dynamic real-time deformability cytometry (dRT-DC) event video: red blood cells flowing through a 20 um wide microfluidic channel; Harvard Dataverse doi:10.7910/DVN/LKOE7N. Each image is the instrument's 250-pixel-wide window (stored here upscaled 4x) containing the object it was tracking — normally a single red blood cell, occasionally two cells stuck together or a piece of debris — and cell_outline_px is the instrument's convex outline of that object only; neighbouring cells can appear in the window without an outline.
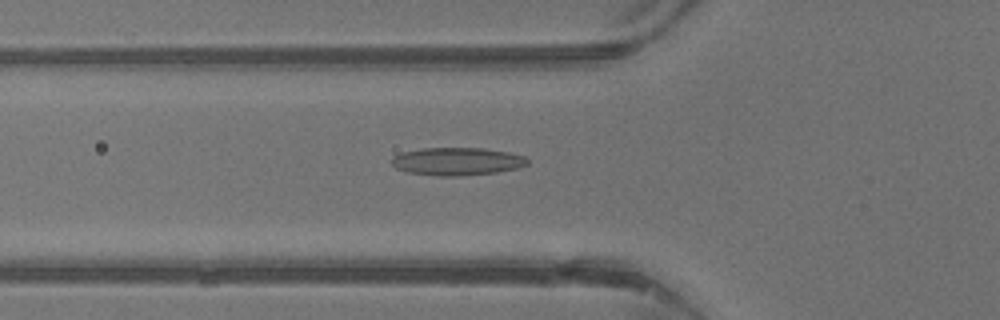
{"species": "common noctule bat (a hibernating species)", "species_latin": "Nyctalus noctula", "temperature_condition": "warm", "stored_images_in_passage": 42, "camera_frame_rate_fps": 3000, "um_per_image_px": 0.085, "animal": {"sex": "male", "body_mass_g": 13.3}, "frame": {"image": 1, "passage_image": 15, "time_ms": 4.667, "image_size_px": [1000, 320], "cell_outline_px": [[528, 164], [520, 168], [496, 172], [456, 176], [440, 176], [408, 172], [396, 168], [388, 160], [392, 156], [400, 152], [420, 148], [484, 148], [508, 152], [524, 156], [528, 160]], "centroid_in_image_um": [38.81, 13.71], "position_along_channel_um": 87.0, "area_um2": 22.2}}
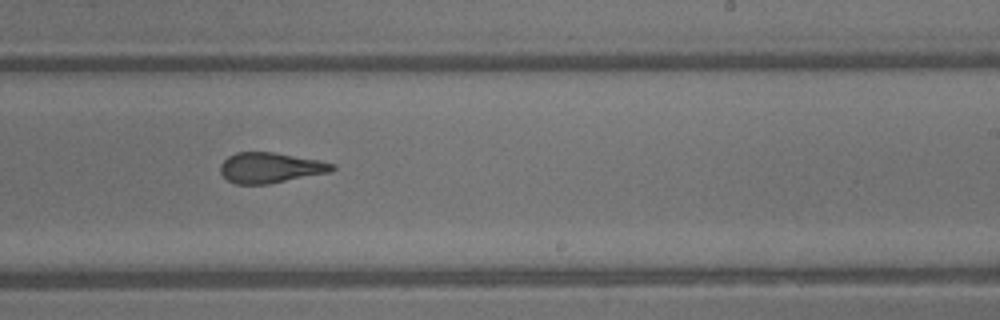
{"frame": {"image": 2, "passage_image": 26, "time_ms": 8.333, "image_size_px": [1000, 320], "cell_outline_px": [[336, 168], [332, 172], [268, 184], [236, 184], [228, 180], [220, 172], [220, 164], [228, 156], [236, 152], [272, 152], [320, 160], [336, 164]], "centroid_in_image_um": [23.01, 14.26], "position_along_channel_um": 266.0, "area_um2": 19.94}}
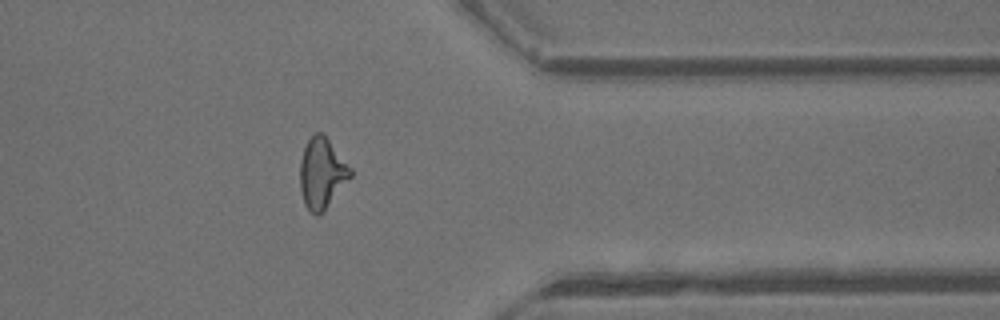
{"frame": {"image": 3, "passage_image": 34, "time_ms": 11.0, "image_size_px": [1000, 320], "cell_outline_px": [[352, 176], [320, 216], [316, 216], [304, 204], [300, 188], [300, 160], [304, 148], [308, 140], [316, 132], [324, 132], [352, 168]], "centroid_in_image_um": [27.38, 14.71], "position_along_channel_um": 384.0, "area_um2": 20.98}, "authors_computed_cell_mechanics": {"area_um2": 20.7213, "velocity_mm_per_s": 4.8631, "shape_relaxation_time_tau1_ms": null, "shape_relaxation_time_tau2_ms": 1.6684, "deformation_change_tau1": null, "deformation_change_tau2": 0.1211}}